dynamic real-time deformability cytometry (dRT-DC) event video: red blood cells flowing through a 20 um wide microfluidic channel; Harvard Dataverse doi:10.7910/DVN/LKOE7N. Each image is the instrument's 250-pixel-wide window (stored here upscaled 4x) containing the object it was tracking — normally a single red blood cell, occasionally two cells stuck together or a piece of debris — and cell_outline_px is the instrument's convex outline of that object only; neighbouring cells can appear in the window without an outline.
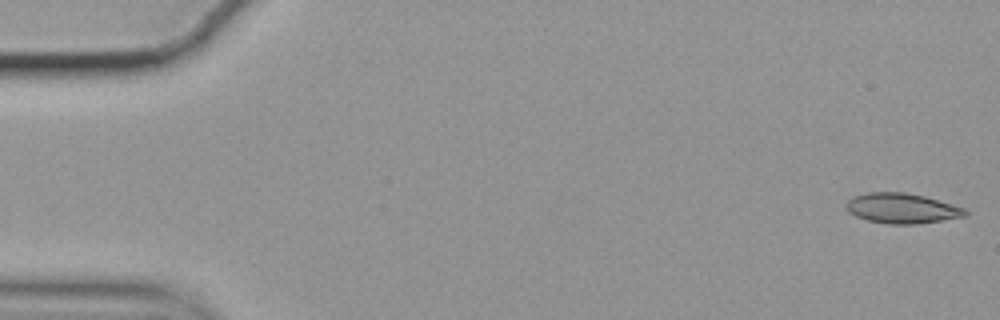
{"species": "common noctule bat (a hibernating species)", "species_latin": "Nyctalus noctula", "temperature_condition": "cold", "stored_images_in_passage": 56, "camera_frame_rate_fps": 3000, "um_per_image_px": 0.085, "animal": {"sex": "female", "body_mass_g": 19.9}, "frame": {"image": 1, "passage_image": 1, "time_ms": 0.0, "image_size_px": [1000, 320], "cell_outline_px": [[968, 216], [916, 224], [892, 224], [868, 220], [856, 216], [848, 212], [844, 204], [848, 200], [856, 196], [868, 192], [904, 192], [924, 196], [952, 204], [964, 208], [968, 212]], "centroid_in_image_um": [76.67, 17.7], "position_along_channel_um": 8.3, "area_um2": 20.81}}
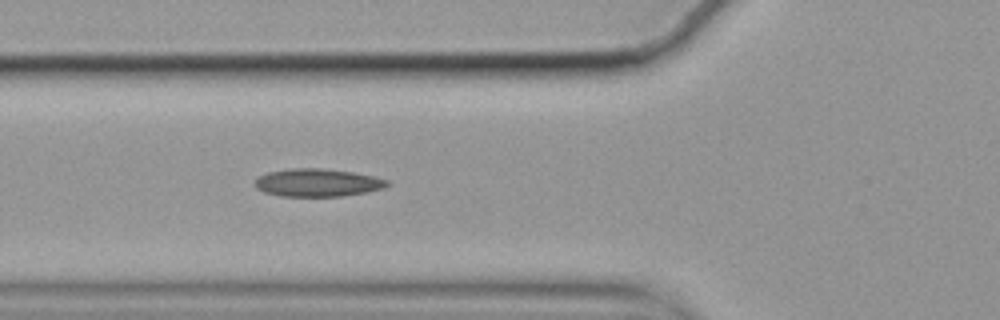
{"frame": {"image": 2, "passage_image": 20, "time_ms": 6.333, "image_size_px": [1000, 320], "cell_outline_px": [[388, 184], [384, 188], [368, 192], [340, 196], [280, 196], [264, 192], [256, 188], [252, 184], [260, 176], [268, 172], [292, 168], [320, 168], [352, 172], [376, 176], [388, 180]], "centroid_in_image_um": [26.99, 15.53], "position_along_channel_um": 98.8, "area_um2": 21.5}}
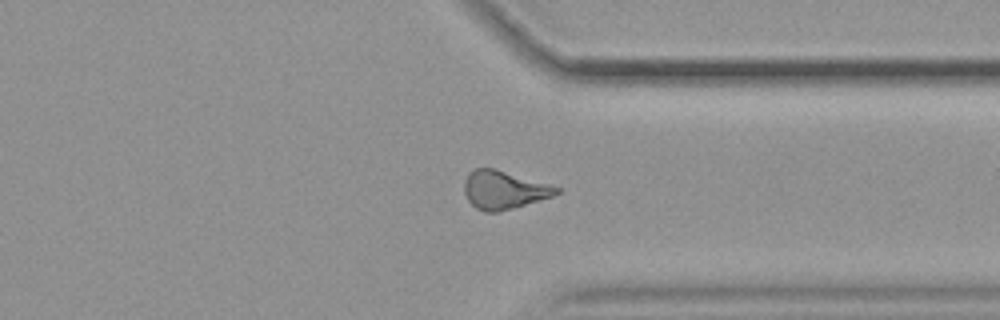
{"frame": {"image": 3, "passage_image": 43, "time_ms": 14.0, "image_size_px": [1000, 320], "cell_outline_px": [[560, 192], [552, 196], [512, 208], [496, 212], [484, 212], [476, 208], [468, 200], [464, 192], [464, 180], [468, 172], [476, 168], [492, 168], [548, 184], [560, 188]], "centroid_in_image_um": [42.78, 16.14], "position_along_channel_um": 368.6, "area_um2": 20.17}, "authors_computed_cell_mechanics": {"area_um2": 20.7213, "velocity_mm_per_s": 3.5339, "shape_relaxation_time_tau1_ms": null, "shape_relaxation_time_tau2_ms": 4.0215, "deformation_change_tau1": null, "deformation_change_tau2": 0.1159}}